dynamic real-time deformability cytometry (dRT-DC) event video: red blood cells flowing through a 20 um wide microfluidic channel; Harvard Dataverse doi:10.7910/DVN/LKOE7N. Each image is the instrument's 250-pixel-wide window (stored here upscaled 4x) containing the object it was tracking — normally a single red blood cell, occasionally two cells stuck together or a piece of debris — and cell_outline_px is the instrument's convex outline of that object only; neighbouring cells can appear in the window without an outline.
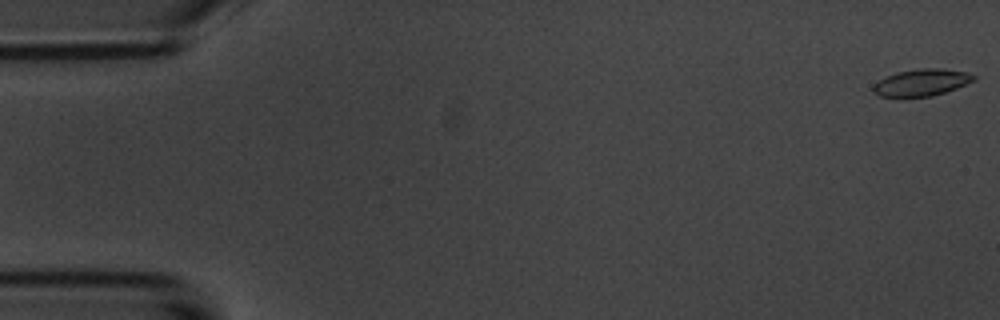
{"species": "common noctule bat (a hibernating species)", "species_latin": "Nyctalus noctula", "temperature_condition": "room temperature", "stored_images_in_passage": 6, "camera_frame_rate_fps": 3000, "um_per_image_px": 0.085, "animal": {"sex": "male", "body_mass_g": 20.1, "forearm_length_mm": 53.5}, "frame": {"image": 1, "passage_image": 1, "time_ms": 0.0, "image_size_px": [1000, 320], "cell_outline_px": [[976, 80], [956, 88], [932, 96], [880, 96], [872, 92], [872, 84], [896, 72], [920, 68], [940, 68], [968, 72], [976, 76]], "centroid_in_image_um": [78.34, 7.0], "position_along_channel_um": 6.7, "area_um2": 15.66}}
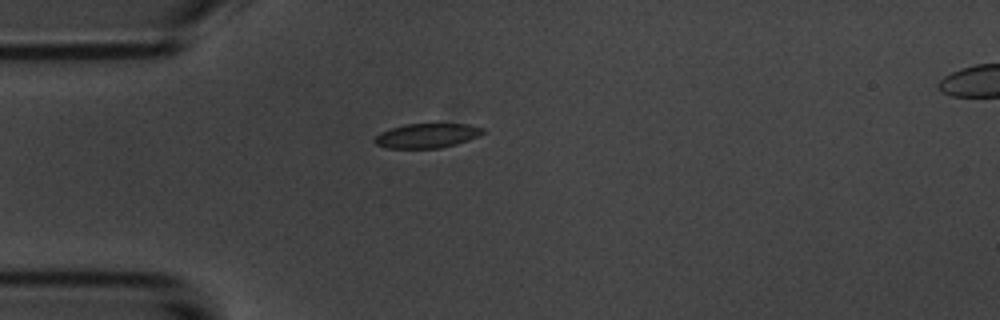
{"frame": {"image": 2, "passage_image": 5, "time_ms": 4.667, "image_size_px": [1000, 320], "cell_outline_px": [[484, 132], [480, 136], [456, 144], [440, 148], [388, 148], [376, 144], [372, 140], [380, 132], [404, 124], [468, 124], [484, 128]], "centroid_in_image_um": [36.3, 11.53], "position_along_channel_um": 48.7, "area_um2": 15.43}}